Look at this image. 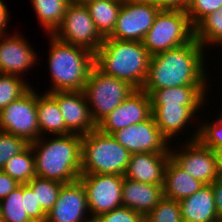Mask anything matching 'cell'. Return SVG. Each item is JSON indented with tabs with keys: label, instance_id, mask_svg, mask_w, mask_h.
<instances>
[{
	"label": "cell",
	"instance_id": "cell-6",
	"mask_svg": "<svg viewBox=\"0 0 222 222\" xmlns=\"http://www.w3.org/2000/svg\"><path fill=\"white\" fill-rule=\"evenodd\" d=\"M195 39V27L184 10H160L143 45L151 56L177 48Z\"/></svg>",
	"mask_w": 222,
	"mask_h": 222
},
{
	"label": "cell",
	"instance_id": "cell-4",
	"mask_svg": "<svg viewBox=\"0 0 222 222\" xmlns=\"http://www.w3.org/2000/svg\"><path fill=\"white\" fill-rule=\"evenodd\" d=\"M50 39L48 67L51 89L54 91H83L89 73L94 66V53L89 49L60 41L52 34Z\"/></svg>",
	"mask_w": 222,
	"mask_h": 222
},
{
	"label": "cell",
	"instance_id": "cell-33",
	"mask_svg": "<svg viewBox=\"0 0 222 222\" xmlns=\"http://www.w3.org/2000/svg\"><path fill=\"white\" fill-rule=\"evenodd\" d=\"M145 222H182L179 201L163 197L145 216Z\"/></svg>",
	"mask_w": 222,
	"mask_h": 222
},
{
	"label": "cell",
	"instance_id": "cell-42",
	"mask_svg": "<svg viewBox=\"0 0 222 222\" xmlns=\"http://www.w3.org/2000/svg\"><path fill=\"white\" fill-rule=\"evenodd\" d=\"M218 179H222V148L214 150Z\"/></svg>",
	"mask_w": 222,
	"mask_h": 222
},
{
	"label": "cell",
	"instance_id": "cell-8",
	"mask_svg": "<svg viewBox=\"0 0 222 222\" xmlns=\"http://www.w3.org/2000/svg\"><path fill=\"white\" fill-rule=\"evenodd\" d=\"M62 42L81 46L95 53L104 41L84 3L72 0L61 25L52 34Z\"/></svg>",
	"mask_w": 222,
	"mask_h": 222
},
{
	"label": "cell",
	"instance_id": "cell-28",
	"mask_svg": "<svg viewBox=\"0 0 222 222\" xmlns=\"http://www.w3.org/2000/svg\"><path fill=\"white\" fill-rule=\"evenodd\" d=\"M195 39L205 50L210 45H222V6L195 26Z\"/></svg>",
	"mask_w": 222,
	"mask_h": 222
},
{
	"label": "cell",
	"instance_id": "cell-40",
	"mask_svg": "<svg viewBox=\"0 0 222 222\" xmlns=\"http://www.w3.org/2000/svg\"><path fill=\"white\" fill-rule=\"evenodd\" d=\"M214 193V201L216 205V212L219 220H222V179H216L210 184Z\"/></svg>",
	"mask_w": 222,
	"mask_h": 222
},
{
	"label": "cell",
	"instance_id": "cell-21",
	"mask_svg": "<svg viewBox=\"0 0 222 222\" xmlns=\"http://www.w3.org/2000/svg\"><path fill=\"white\" fill-rule=\"evenodd\" d=\"M209 85H184L153 90L152 106H204Z\"/></svg>",
	"mask_w": 222,
	"mask_h": 222
},
{
	"label": "cell",
	"instance_id": "cell-11",
	"mask_svg": "<svg viewBox=\"0 0 222 222\" xmlns=\"http://www.w3.org/2000/svg\"><path fill=\"white\" fill-rule=\"evenodd\" d=\"M124 176L116 174H81L88 209L92 220L122 205V184Z\"/></svg>",
	"mask_w": 222,
	"mask_h": 222
},
{
	"label": "cell",
	"instance_id": "cell-24",
	"mask_svg": "<svg viewBox=\"0 0 222 222\" xmlns=\"http://www.w3.org/2000/svg\"><path fill=\"white\" fill-rule=\"evenodd\" d=\"M37 116L40 137L46 136L44 134L56 136L71 133L65 126L57 101L49 93H37Z\"/></svg>",
	"mask_w": 222,
	"mask_h": 222
},
{
	"label": "cell",
	"instance_id": "cell-3",
	"mask_svg": "<svg viewBox=\"0 0 222 222\" xmlns=\"http://www.w3.org/2000/svg\"><path fill=\"white\" fill-rule=\"evenodd\" d=\"M150 58L151 54L143 42L104 38L94 53V65L104 74L141 89L147 77Z\"/></svg>",
	"mask_w": 222,
	"mask_h": 222
},
{
	"label": "cell",
	"instance_id": "cell-20",
	"mask_svg": "<svg viewBox=\"0 0 222 222\" xmlns=\"http://www.w3.org/2000/svg\"><path fill=\"white\" fill-rule=\"evenodd\" d=\"M163 186L137 182L128 178L123 179L122 205L144 217L163 198Z\"/></svg>",
	"mask_w": 222,
	"mask_h": 222
},
{
	"label": "cell",
	"instance_id": "cell-19",
	"mask_svg": "<svg viewBox=\"0 0 222 222\" xmlns=\"http://www.w3.org/2000/svg\"><path fill=\"white\" fill-rule=\"evenodd\" d=\"M203 106H152V116L161 134L168 140H175L178 134L185 131ZM191 121V122H190Z\"/></svg>",
	"mask_w": 222,
	"mask_h": 222
},
{
	"label": "cell",
	"instance_id": "cell-13",
	"mask_svg": "<svg viewBox=\"0 0 222 222\" xmlns=\"http://www.w3.org/2000/svg\"><path fill=\"white\" fill-rule=\"evenodd\" d=\"M112 136L130 154L165 153L172 144H169L168 140L161 134L153 116L136 125L118 130Z\"/></svg>",
	"mask_w": 222,
	"mask_h": 222
},
{
	"label": "cell",
	"instance_id": "cell-38",
	"mask_svg": "<svg viewBox=\"0 0 222 222\" xmlns=\"http://www.w3.org/2000/svg\"><path fill=\"white\" fill-rule=\"evenodd\" d=\"M20 183L0 169V201L7 197Z\"/></svg>",
	"mask_w": 222,
	"mask_h": 222
},
{
	"label": "cell",
	"instance_id": "cell-17",
	"mask_svg": "<svg viewBox=\"0 0 222 222\" xmlns=\"http://www.w3.org/2000/svg\"><path fill=\"white\" fill-rule=\"evenodd\" d=\"M37 57V52L21 34L0 35V74L23 78L24 72L37 64Z\"/></svg>",
	"mask_w": 222,
	"mask_h": 222
},
{
	"label": "cell",
	"instance_id": "cell-9",
	"mask_svg": "<svg viewBox=\"0 0 222 222\" xmlns=\"http://www.w3.org/2000/svg\"><path fill=\"white\" fill-rule=\"evenodd\" d=\"M36 92L31 87L19 99L0 110V131L24 138L29 144L40 138Z\"/></svg>",
	"mask_w": 222,
	"mask_h": 222
},
{
	"label": "cell",
	"instance_id": "cell-41",
	"mask_svg": "<svg viewBox=\"0 0 222 222\" xmlns=\"http://www.w3.org/2000/svg\"><path fill=\"white\" fill-rule=\"evenodd\" d=\"M9 11L4 1L0 0V35L7 34L6 29L9 21Z\"/></svg>",
	"mask_w": 222,
	"mask_h": 222
},
{
	"label": "cell",
	"instance_id": "cell-39",
	"mask_svg": "<svg viewBox=\"0 0 222 222\" xmlns=\"http://www.w3.org/2000/svg\"><path fill=\"white\" fill-rule=\"evenodd\" d=\"M161 10H184L189 0H151Z\"/></svg>",
	"mask_w": 222,
	"mask_h": 222
},
{
	"label": "cell",
	"instance_id": "cell-12",
	"mask_svg": "<svg viewBox=\"0 0 222 222\" xmlns=\"http://www.w3.org/2000/svg\"><path fill=\"white\" fill-rule=\"evenodd\" d=\"M182 144L185 145L180 146L181 150L169 148L171 159L179 167L205 185L218 179L214 150L204 146L198 139Z\"/></svg>",
	"mask_w": 222,
	"mask_h": 222
},
{
	"label": "cell",
	"instance_id": "cell-27",
	"mask_svg": "<svg viewBox=\"0 0 222 222\" xmlns=\"http://www.w3.org/2000/svg\"><path fill=\"white\" fill-rule=\"evenodd\" d=\"M34 154L29 144L22 152L10 158L2 170L20 184H27L36 176Z\"/></svg>",
	"mask_w": 222,
	"mask_h": 222
},
{
	"label": "cell",
	"instance_id": "cell-43",
	"mask_svg": "<svg viewBox=\"0 0 222 222\" xmlns=\"http://www.w3.org/2000/svg\"><path fill=\"white\" fill-rule=\"evenodd\" d=\"M0 222H4L1 207H0Z\"/></svg>",
	"mask_w": 222,
	"mask_h": 222
},
{
	"label": "cell",
	"instance_id": "cell-32",
	"mask_svg": "<svg viewBox=\"0 0 222 222\" xmlns=\"http://www.w3.org/2000/svg\"><path fill=\"white\" fill-rule=\"evenodd\" d=\"M201 124V126L198 124L199 127L196 128L192 137H189L188 140L198 139L204 146L212 150L222 148V113L219 117H216L215 121L208 122L204 120Z\"/></svg>",
	"mask_w": 222,
	"mask_h": 222
},
{
	"label": "cell",
	"instance_id": "cell-10",
	"mask_svg": "<svg viewBox=\"0 0 222 222\" xmlns=\"http://www.w3.org/2000/svg\"><path fill=\"white\" fill-rule=\"evenodd\" d=\"M160 10L151 0H123L115 28L105 38L142 42Z\"/></svg>",
	"mask_w": 222,
	"mask_h": 222
},
{
	"label": "cell",
	"instance_id": "cell-37",
	"mask_svg": "<svg viewBox=\"0 0 222 222\" xmlns=\"http://www.w3.org/2000/svg\"><path fill=\"white\" fill-rule=\"evenodd\" d=\"M25 212L34 222H45L47 214L42 210L33 190L25 184Z\"/></svg>",
	"mask_w": 222,
	"mask_h": 222
},
{
	"label": "cell",
	"instance_id": "cell-1",
	"mask_svg": "<svg viewBox=\"0 0 222 222\" xmlns=\"http://www.w3.org/2000/svg\"><path fill=\"white\" fill-rule=\"evenodd\" d=\"M204 47L196 40L151 56L142 90H153L184 85H208ZM208 80V81H207Z\"/></svg>",
	"mask_w": 222,
	"mask_h": 222
},
{
	"label": "cell",
	"instance_id": "cell-31",
	"mask_svg": "<svg viewBox=\"0 0 222 222\" xmlns=\"http://www.w3.org/2000/svg\"><path fill=\"white\" fill-rule=\"evenodd\" d=\"M17 75L0 74V110L19 99L31 87Z\"/></svg>",
	"mask_w": 222,
	"mask_h": 222
},
{
	"label": "cell",
	"instance_id": "cell-16",
	"mask_svg": "<svg viewBox=\"0 0 222 222\" xmlns=\"http://www.w3.org/2000/svg\"><path fill=\"white\" fill-rule=\"evenodd\" d=\"M58 103L66 128L72 134L86 135L97 129L84 91L49 93Z\"/></svg>",
	"mask_w": 222,
	"mask_h": 222
},
{
	"label": "cell",
	"instance_id": "cell-35",
	"mask_svg": "<svg viewBox=\"0 0 222 222\" xmlns=\"http://www.w3.org/2000/svg\"><path fill=\"white\" fill-rule=\"evenodd\" d=\"M222 6V0H189L186 13L195 27L208 14L217 11Z\"/></svg>",
	"mask_w": 222,
	"mask_h": 222
},
{
	"label": "cell",
	"instance_id": "cell-18",
	"mask_svg": "<svg viewBox=\"0 0 222 222\" xmlns=\"http://www.w3.org/2000/svg\"><path fill=\"white\" fill-rule=\"evenodd\" d=\"M170 158L169 149L165 153L131 154L124 177L137 182L163 186L165 169Z\"/></svg>",
	"mask_w": 222,
	"mask_h": 222
},
{
	"label": "cell",
	"instance_id": "cell-26",
	"mask_svg": "<svg viewBox=\"0 0 222 222\" xmlns=\"http://www.w3.org/2000/svg\"><path fill=\"white\" fill-rule=\"evenodd\" d=\"M72 0H31L37 20L44 31L53 34L61 25L67 6Z\"/></svg>",
	"mask_w": 222,
	"mask_h": 222
},
{
	"label": "cell",
	"instance_id": "cell-29",
	"mask_svg": "<svg viewBox=\"0 0 222 222\" xmlns=\"http://www.w3.org/2000/svg\"><path fill=\"white\" fill-rule=\"evenodd\" d=\"M4 222H34L25 212V184L18 185L0 201Z\"/></svg>",
	"mask_w": 222,
	"mask_h": 222
},
{
	"label": "cell",
	"instance_id": "cell-7",
	"mask_svg": "<svg viewBox=\"0 0 222 222\" xmlns=\"http://www.w3.org/2000/svg\"><path fill=\"white\" fill-rule=\"evenodd\" d=\"M135 90L127 81L104 74L94 65L83 91L96 125Z\"/></svg>",
	"mask_w": 222,
	"mask_h": 222
},
{
	"label": "cell",
	"instance_id": "cell-25",
	"mask_svg": "<svg viewBox=\"0 0 222 222\" xmlns=\"http://www.w3.org/2000/svg\"><path fill=\"white\" fill-rule=\"evenodd\" d=\"M122 2L123 0H93L84 3L97 30L104 38L114 30Z\"/></svg>",
	"mask_w": 222,
	"mask_h": 222
},
{
	"label": "cell",
	"instance_id": "cell-15",
	"mask_svg": "<svg viewBox=\"0 0 222 222\" xmlns=\"http://www.w3.org/2000/svg\"><path fill=\"white\" fill-rule=\"evenodd\" d=\"M89 213L85 188L77 180L62 185L45 222H93Z\"/></svg>",
	"mask_w": 222,
	"mask_h": 222
},
{
	"label": "cell",
	"instance_id": "cell-23",
	"mask_svg": "<svg viewBox=\"0 0 222 222\" xmlns=\"http://www.w3.org/2000/svg\"><path fill=\"white\" fill-rule=\"evenodd\" d=\"M205 184L194 179L189 173L179 167L171 158L169 159L164 177L163 196L168 199L180 201L193 195Z\"/></svg>",
	"mask_w": 222,
	"mask_h": 222
},
{
	"label": "cell",
	"instance_id": "cell-14",
	"mask_svg": "<svg viewBox=\"0 0 222 222\" xmlns=\"http://www.w3.org/2000/svg\"><path fill=\"white\" fill-rule=\"evenodd\" d=\"M151 116L150 95L142 89H136L97 125V129L112 135L118 130L143 122Z\"/></svg>",
	"mask_w": 222,
	"mask_h": 222
},
{
	"label": "cell",
	"instance_id": "cell-5",
	"mask_svg": "<svg viewBox=\"0 0 222 222\" xmlns=\"http://www.w3.org/2000/svg\"><path fill=\"white\" fill-rule=\"evenodd\" d=\"M130 156L111 134L95 129L82 135L81 174L124 176Z\"/></svg>",
	"mask_w": 222,
	"mask_h": 222
},
{
	"label": "cell",
	"instance_id": "cell-44",
	"mask_svg": "<svg viewBox=\"0 0 222 222\" xmlns=\"http://www.w3.org/2000/svg\"><path fill=\"white\" fill-rule=\"evenodd\" d=\"M74 1H77V2H80V3H86L88 1H93V0H74Z\"/></svg>",
	"mask_w": 222,
	"mask_h": 222
},
{
	"label": "cell",
	"instance_id": "cell-36",
	"mask_svg": "<svg viewBox=\"0 0 222 222\" xmlns=\"http://www.w3.org/2000/svg\"><path fill=\"white\" fill-rule=\"evenodd\" d=\"M93 222H145V217L128 207L121 206L100 215Z\"/></svg>",
	"mask_w": 222,
	"mask_h": 222
},
{
	"label": "cell",
	"instance_id": "cell-22",
	"mask_svg": "<svg viewBox=\"0 0 222 222\" xmlns=\"http://www.w3.org/2000/svg\"><path fill=\"white\" fill-rule=\"evenodd\" d=\"M182 222H217L219 221L210 184L204 185L193 195L179 201Z\"/></svg>",
	"mask_w": 222,
	"mask_h": 222
},
{
	"label": "cell",
	"instance_id": "cell-34",
	"mask_svg": "<svg viewBox=\"0 0 222 222\" xmlns=\"http://www.w3.org/2000/svg\"><path fill=\"white\" fill-rule=\"evenodd\" d=\"M28 145L29 143L24 138L0 131V169L10 158L22 152Z\"/></svg>",
	"mask_w": 222,
	"mask_h": 222
},
{
	"label": "cell",
	"instance_id": "cell-2",
	"mask_svg": "<svg viewBox=\"0 0 222 222\" xmlns=\"http://www.w3.org/2000/svg\"><path fill=\"white\" fill-rule=\"evenodd\" d=\"M36 176L63 184L79 180L81 175L82 136L56 135L49 139L42 136L30 143Z\"/></svg>",
	"mask_w": 222,
	"mask_h": 222
},
{
	"label": "cell",
	"instance_id": "cell-30",
	"mask_svg": "<svg viewBox=\"0 0 222 222\" xmlns=\"http://www.w3.org/2000/svg\"><path fill=\"white\" fill-rule=\"evenodd\" d=\"M27 185L33 190L37 202L47 214L57 201L63 183L35 176Z\"/></svg>",
	"mask_w": 222,
	"mask_h": 222
}]
</instances>
